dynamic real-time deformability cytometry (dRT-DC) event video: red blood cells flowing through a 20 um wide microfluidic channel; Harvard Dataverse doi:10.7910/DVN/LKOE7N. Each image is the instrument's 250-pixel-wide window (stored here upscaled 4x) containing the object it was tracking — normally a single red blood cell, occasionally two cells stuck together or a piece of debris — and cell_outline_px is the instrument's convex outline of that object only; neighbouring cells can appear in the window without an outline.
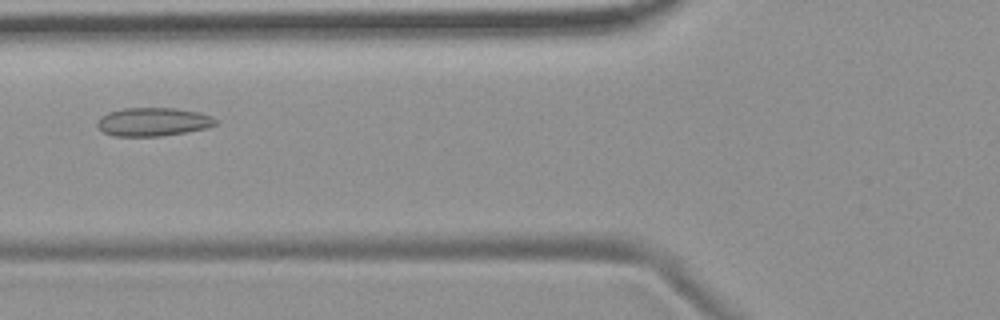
{"species": "common noctule bat (a hibernating species)", "species_latin": "Nyctalus noctula", "temperature_condition": "room temperature", "stored_images_in_passage": 5, "camera_frame_rate_fps": 3000, "um_per_image_px": 0.085, "animal": {"sex": "female", "body_mass_g": 19.9}, "frame": {"image": 1, "passage_image": 5, "time_ms": 4.667, "image_size_px": [1000, 320], "cell_outline_px": [[220, 120], [216, 124], [208, 128], [160, 136], [112, 136], [104, 132], [96, 124], [96, 120], [100, 116], [108, 112], [124, 108], [176, 108], [200, 112], [212, 116]], "centroid_in_image_um": [13.03, 10.35], "position_along_channel_um": 112.8, "area_um2": 19.83}}